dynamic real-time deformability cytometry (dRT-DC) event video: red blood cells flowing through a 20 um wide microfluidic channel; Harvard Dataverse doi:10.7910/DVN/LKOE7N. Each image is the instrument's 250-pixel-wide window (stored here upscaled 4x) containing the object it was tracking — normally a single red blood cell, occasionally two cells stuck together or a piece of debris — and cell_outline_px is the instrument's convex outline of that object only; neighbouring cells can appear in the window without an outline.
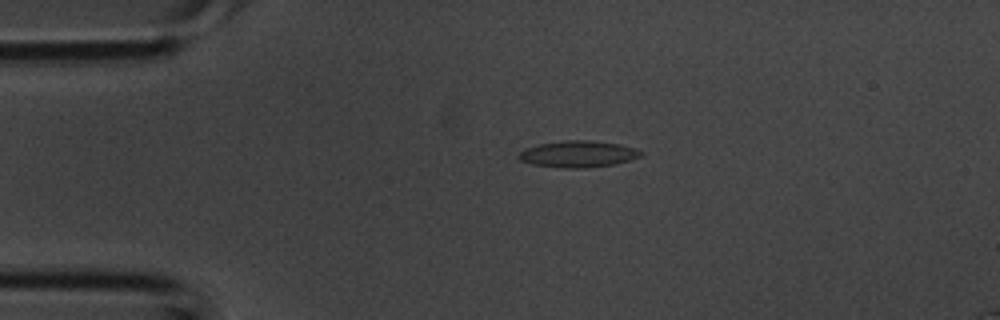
{"species": "common noctule bat (a hibernating species)", "species_latin": "Nyctalus noctula", "temperature_condition": "room temperature", "stored_images_in_passage": 2, "camera_frame_rate_fps": 3000, "um_per_image_px": 0.085, "animal": {"sex": "male", "body_mass_g": 20.1, "forearm_length_mm": 53.5}, "frame": {"image": 1, "passage_image": 1, "time_ms": 0.0, "image_size_px": [1000, 320], "cell_outline_px": [[644, 152], [640, 156], [616, 164], [584, 168], [560, 168], [532, 164], [520, 160], [516, 156], [524, 148], [536, 144], [564, 140], [592, 140], [620, 144], [636, 148]], "centroid_in_image_um": [49.11, 13.08], "position_along_channel_um": 35.9, "area_um2": 19.13}}